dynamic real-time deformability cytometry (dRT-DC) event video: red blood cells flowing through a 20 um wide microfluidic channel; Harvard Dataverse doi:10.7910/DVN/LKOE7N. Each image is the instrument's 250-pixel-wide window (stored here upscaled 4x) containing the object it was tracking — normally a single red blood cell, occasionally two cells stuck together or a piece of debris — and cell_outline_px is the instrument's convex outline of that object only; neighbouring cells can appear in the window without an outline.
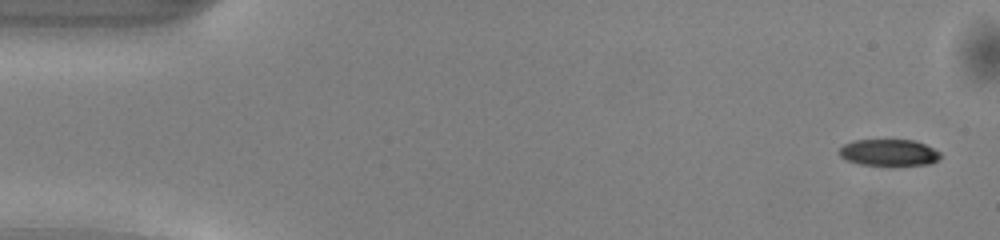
{"species": "common noctule bat (a hibernating species)", "species_latin": "Nyctalus noctula", "temperature_condition": "warm", "stored_images_in_passage": 49, "camera_frame_rate_fps": 3000, "um_per_image_px": 0.085, "animal": {"sex": "male", "body_mass_g": 13.0, "forearm_length_mm": 53.1}, "frame": {"image": 1, "passage_image": 1, "time_ms": 0.0, "image_size_px": [1000, 240], "cell_outline_px": [[940, 156], [936, 160], [928, 164], [892, 168], [860, 164], [848, 160], [840, 156], [840, 148], [844, 144], [852, 140], [916, 140], [940, 152]], "centroid_in_image_um": [75.56, 13.01], "position_along_channel_um": 9.4, "area_um2": 16.18}}
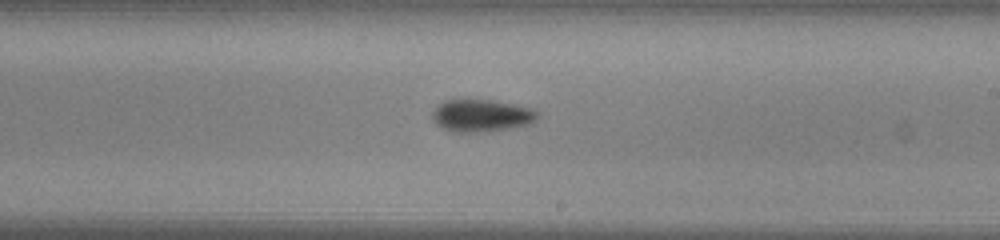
{"frame": {"image": 2, "passage_image": 28, "time_ms": 9.0, "image_size_px": [1000, 240], "cell_outline_px": [[540, 116], [532, 124], [488, 132], [452, 132], [436, 124], [432, 120], [432, 112], [444, 100], [464, 96], [492, 100], [532, 108], [540, 112]], "centroid_in_image_um": [40.93, 9.79], "position_along_channel_um": 248.1, "area_um2": 20.69}}
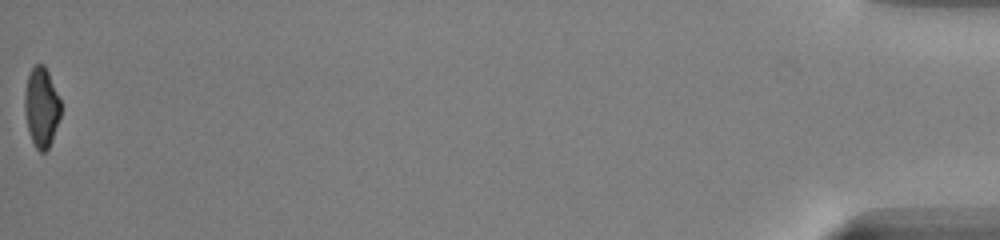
{"frame": {"image": 3, "passage_image": 49, "time_ms": 16.0, "image_size_px": [1000, 240], "cell_outline_px": [[60, 116], [52, 140], [48, 148], [44, 152], [40, 152], [36, 148], [28, 132], [24, 112], [24, 92], [28, 72], [36, 64], [44, 64], [48, 72], [60, 100]], "centroid_in_image_um": [3.49, 9.1], "position_along_channel_um": 431.7, "area_um2": 16.82}, "authors_computed_cell_mechanics": {"area_um2": 18.3226, "velocity_mm_per_s": 4.1378, "shape_relaxation_time_tau1_ms": 2.4059, "shape_relaxation_time_tau2_ms": null, "deformation_change_tau1": 0.1309, "deformation_change_tau2": null}}